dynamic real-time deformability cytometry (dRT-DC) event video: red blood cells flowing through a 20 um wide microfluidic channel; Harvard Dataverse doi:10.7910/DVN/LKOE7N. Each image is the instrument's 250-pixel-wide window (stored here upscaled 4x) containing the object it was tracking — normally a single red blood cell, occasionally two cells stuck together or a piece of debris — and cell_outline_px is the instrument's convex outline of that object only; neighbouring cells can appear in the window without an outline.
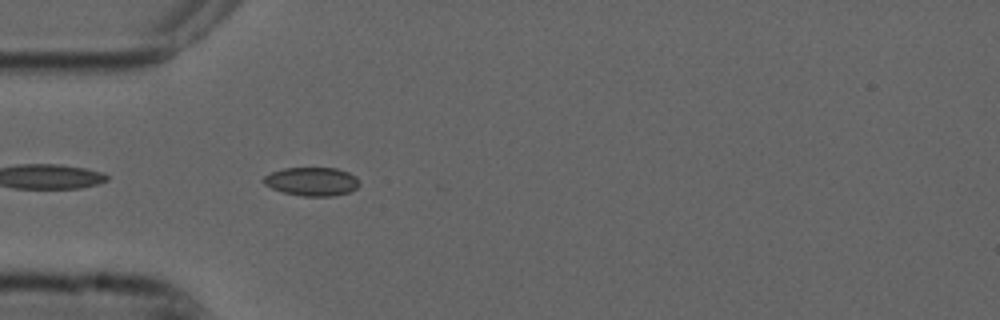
{"species": "common noctule bat (a hibernating species)", "species_latin": "Nyctalus noctula", "temperature_condition": "cold", "stored_images_in_passage": 9, "camera_frame_rate_fps": 3000, "um_per_image_px": 0.085, "animal": {"sex": "male", "forearm_length_mm": 52.5}, "frame": {"image": 1, "passage_image": 3, "time_ms": 0.667, "image_size_px": [1000, 320], "cell_outline_px": [[360, 184], [356, 188], [348, 192], [332, 196], [304, 196], [284, 192], [272, 188], [264, 184], [260, 180], [264, 176], [272, 172], [284, 168], [336, 168], [348, 172], [356, 176], [360, 180]], "centroid_in_image_um": [26.51, 15.42], "position_along_channel_um": 58.5, "area_um2": 15.95}}
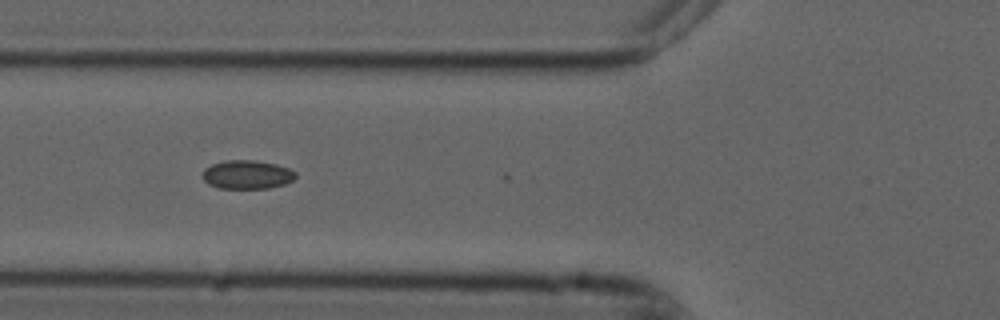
{"frame": {"image": 2, "passage_image": 7, "time_ms": 2.0, "image_size_px": [1000, 320], "cell_outline_px": [[296, 176], [292, 180], [284, 184], [268, 188], [220, 188], [208, 184], [204, 180], [204, 168], [212, 164], [224, 160], [252, 160], [276, 164], [288, 168], [296, 172]], "centroid_in_image_um": [21.0, 14.83], "position_along_channel_um": 104.8, "area_um2": 15.43}}